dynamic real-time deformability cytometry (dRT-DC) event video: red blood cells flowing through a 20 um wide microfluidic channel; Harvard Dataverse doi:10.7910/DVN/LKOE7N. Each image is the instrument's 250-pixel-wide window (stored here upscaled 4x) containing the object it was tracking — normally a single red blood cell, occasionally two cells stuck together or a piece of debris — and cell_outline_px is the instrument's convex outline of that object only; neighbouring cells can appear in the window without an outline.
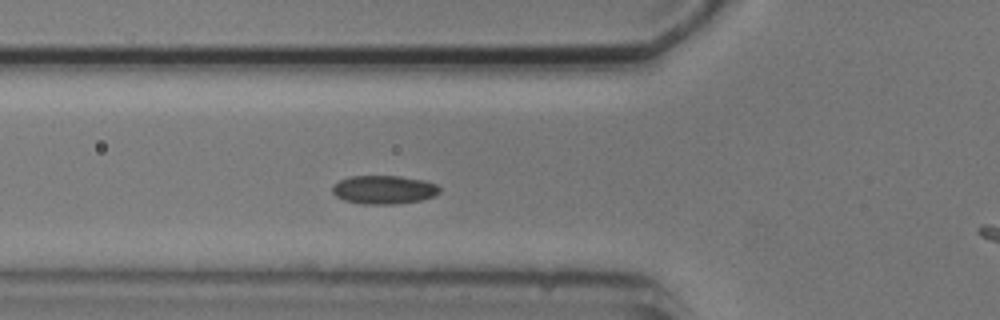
{"species": "common noctule bat (a hibernating species)", "species_latin": "Nyctalus noctula", "temperature_condition": "cold", "stored_images_in_passage": 5, "camera_frame_rate_fps": 3000, "um_per_image_px": 0.085, "animal": {"sex": "male", "body_mass_g": 20.5, "forearm_length_mm": 52.5}, "frame": {"image": 1, "passage_image": 4, "time_ms": 3.333, "image_size_px": [1000, 320], "cell_outline_px": [[440, 192], [432, 196], [420, 200], [396, 204], [360, 204], [344, 200], [336, 196], [332, 192], [332, 184], [348, 176], [400, 176], [424, 180], [436, 184], [440, 188]], "centroid_in_image_um": [32.59, 16.12], "position_along_channel_um": 93.2, "area_um2": 17.92}}